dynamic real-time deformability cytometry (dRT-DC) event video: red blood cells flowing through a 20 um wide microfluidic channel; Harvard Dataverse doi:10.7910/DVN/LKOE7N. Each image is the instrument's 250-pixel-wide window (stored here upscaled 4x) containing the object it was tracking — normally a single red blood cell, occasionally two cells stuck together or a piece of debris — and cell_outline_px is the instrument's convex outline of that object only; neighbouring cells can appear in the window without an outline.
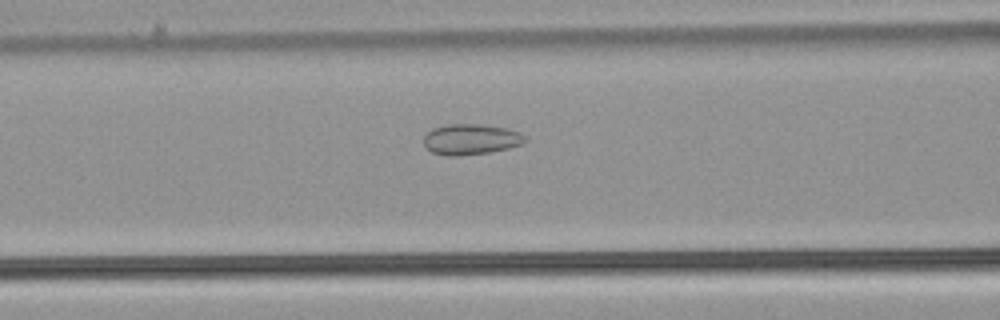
{"species": "common noctule bat (a hibernating species)", "species_latin": "Nyctalus noctula", "temperature_condition": "warm", "stored_images_in_passage": 40, "camera_frame_rate_fps": 3000, "um_per_image_px": 0.085, "animal": {"sex": "male", "body_mass_g": 21.5, "forearm_length_mm": 52.0}, "frame": {"image": 1, "passage_image": 10, "time_ms": 3.0, "image_size_px": [1000, 320], "cell_outline_px": [[528, 140], [524, 144], [508, 148], [488, 152], [456, 156], [448, 156], [432, 152], [424, 148], [424, 136], [432, 128], [444, 124], [480, 124], [508, 128], [520, 132]], "centroid_in_image_um": [40.02, 11.83], "position_along_channel_um": 126.6, "area_um2": 18.32}}
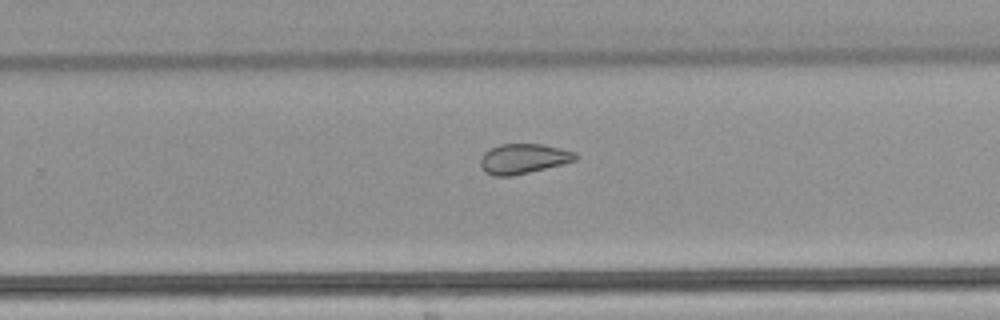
{"frame": {"image": 2, "passage_image": 22, "time_ms": 7.0, "image_size_px": [1000, 320], "cell_outline_px": [[580, 156], [576, 160], [512, 176], [492, 176], [484, 172], [480, 164], [480, 160], [484, 152], [500, 144], [544, 144], [576, 152]], "centroid_in_image_um": [44.48, 13.48], "position_along_channel_um": 285.3, "area_um2": 16.53}}
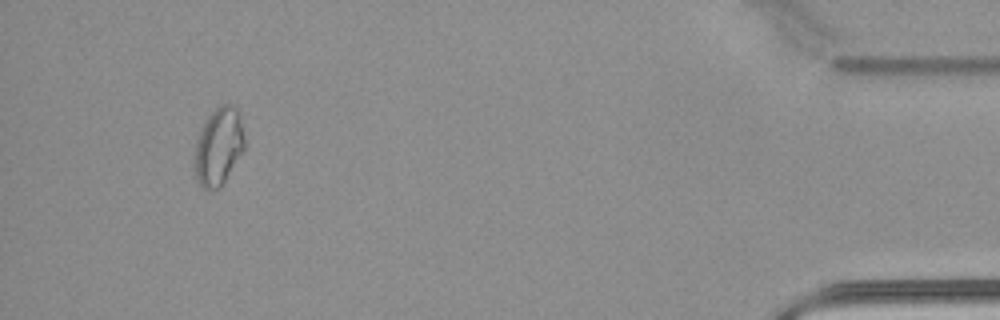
{"frame": {"image": 3, "passage_image": 37, "time_ms": 12.0, "image_size_px": [1000, 320], "cell_outline_px": [[244, 148], [224, 180], [216, 188], [204, 188], [200, 184], [196, 176], [196, 140], [200, 128], [208, 116], [220, 104], [232, 104], [240, 112], [244, 136]], "centroid_in_image_um": [18.6, 12.36], "position_along_channel_um": 416.6, "area_um2": 21.91}, "authors_computed_cell_mechanics": {"area_um2": 18.4382, "velocity_mm_per_s": 3.9762, "shape_relaxation_time_tau1_ms": null, "shape_relaxation_time_tau2_ms": 1.7012, "deformation_change_tau1": null, "deformation_change_tau2": 0.0777}}